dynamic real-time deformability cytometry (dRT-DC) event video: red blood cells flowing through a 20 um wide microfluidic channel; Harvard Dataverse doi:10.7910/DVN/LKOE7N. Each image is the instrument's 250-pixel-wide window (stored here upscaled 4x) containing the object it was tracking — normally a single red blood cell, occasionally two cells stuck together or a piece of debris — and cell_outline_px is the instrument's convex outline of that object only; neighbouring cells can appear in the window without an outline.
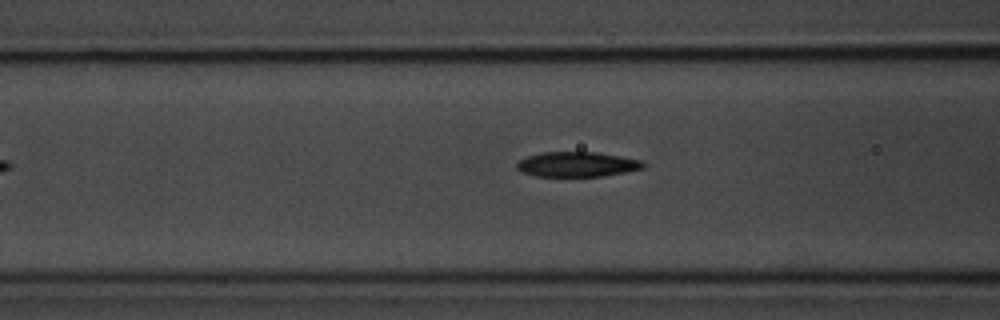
{"species": "common noctule bat (a hibernating species)", "species_latin": "Nyctalus noctula", "temperature_condition": "room temperature", "stored_images_in_passage": 27, "camera_frame_rate_fps": 3000, "um_per_image_px": 0.085, "animal": {"sex": "male", "body_mass_g": 20.1, "forearm_length_mm": 53.5}, "frame": {"image": 1, "passage_image": 5, "time_ms": 1.333, "image_size_px": [1000, 320], "cell_outline_px": [[644, 168], [604, 176], [536, 176], [520, 172], [516, 168], [516, 164], [520, 160], [528, 156], [540, 152], [596, 152], [620, 156], [640, 160], [644, 164]], "centroid_in_image_um": [49.01, 13.97], "position_along_channel_um": 117.6, "area_um2": 18.32}}
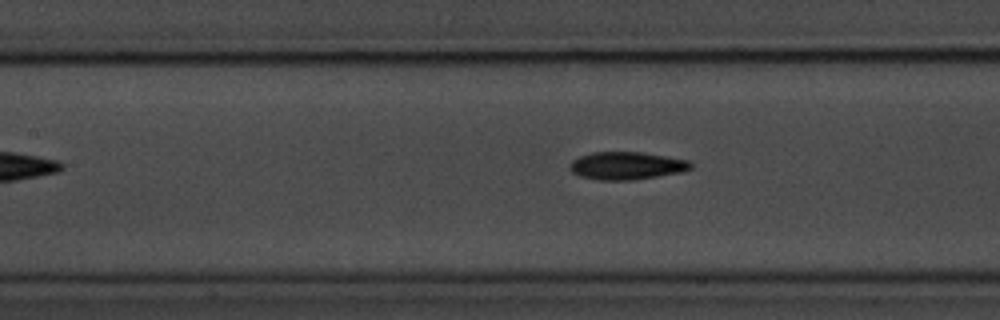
{"frame": {"image": 2, "passage_image": 8, "time_ms": 2.333, "image_size_px": [1000, 320], "cell_outline_px": [[692, 168], [684, 172], [632, 180], [600, 180], [580, 176], [572, 172], [572, 160], [580, 156], [592, 152], [640, 152], [688, 160], [692, 164]], "centroid_in_image_um": [53.3, 14.09], "position_along_channel_um": 154.1, "area_um2": 19.36}}
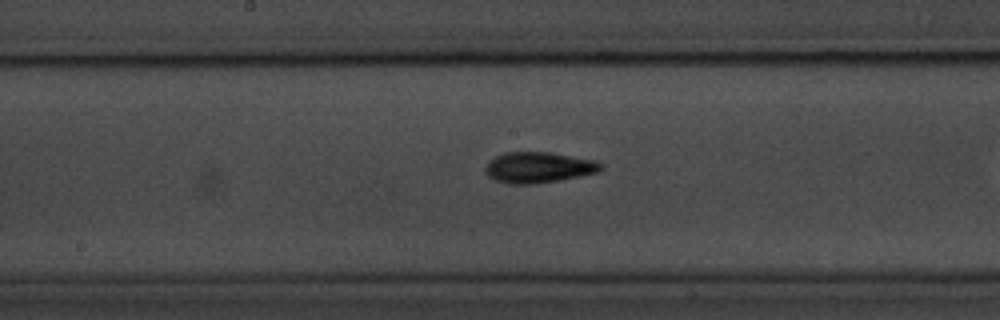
{"frame": {"image": 3, "passage_image": 12, "time_ms": 3.667, "image_size_px": [1000, 320], "cell_outline_px": [[604, 168], [600, 172], [580, 176], [556, 180], [528, 184], [512, 184], [496, 180], [488, 176], [484, 168], [496, 156], [504, 152], [552, 152], [596, 160], [604, 164]], "centroid_in_image_um": [45.84, 14.21], "position_along_channel_um": 202.4, "area_um2": 20.69}}